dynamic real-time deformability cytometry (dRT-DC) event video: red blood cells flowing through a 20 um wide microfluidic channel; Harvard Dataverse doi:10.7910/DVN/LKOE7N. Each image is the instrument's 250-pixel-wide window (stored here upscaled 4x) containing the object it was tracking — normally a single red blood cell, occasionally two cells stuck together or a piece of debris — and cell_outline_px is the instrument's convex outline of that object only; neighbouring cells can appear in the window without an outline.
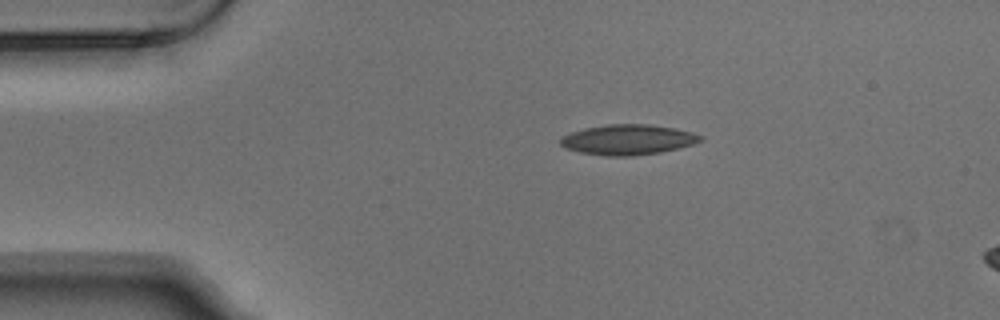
{"species": "Egyptian fruit bat (a non-hibernating species)", "species_latin": "Rousettus aegyptiacus", "temperature_condition": "warm", "stored_images_in_passage": 2, "camera_frame_rate_fps": 3000, "um_per_image_px": 0.085, "animal": {"sex": "male"}, "frame": {"image": 1, "passage_image": 1, "time_ms": 0.0, "image_size_px": [1000, 320], "cell_outline_px": [[704, 140], [680, 148], [660, 152], [632, 156], [604, 156], [580, 152], [564, 148], [560, 144], [560, 136], [584, 128], [608, 124], [648, 124], [676, 128], [692, 132], [704, 136]], "centroid_in_image_um": [53.38, 11.87], "position_along_channel_um": 31.6, "area_um2": 24.91}}